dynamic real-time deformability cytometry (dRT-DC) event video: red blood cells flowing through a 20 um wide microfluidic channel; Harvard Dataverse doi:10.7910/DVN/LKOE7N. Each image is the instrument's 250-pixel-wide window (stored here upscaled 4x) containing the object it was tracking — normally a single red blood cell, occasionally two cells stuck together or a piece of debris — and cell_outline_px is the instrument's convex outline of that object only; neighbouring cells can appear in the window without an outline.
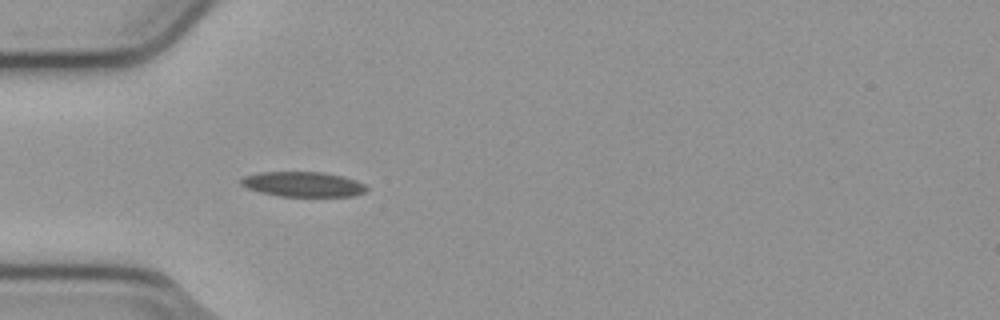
{"species": "common noctule bat (a hibernating species)", "species_latin": "Nyctalus noctula", "temperature_condition": "cold", "stored_images_in_passage": 37, "camera_frame_rate_fps": 3000, "um_per_image_px": 0.085, "animal": {"sex": "male", "body_mass_g": 23.1, "forearm_length_mm": 52.7}, "frame": {"image": 1, "passage_image": 5, "time_ms": 1.333, "image_size_px": [1000, 320], "cell_outline_px": [[368, 188], [364, 192], [352, 196], [280, 196], [260, 192], [248, 188], [240, 184], [240, 180], [244, 176], [260, 172], [324, 172], [344, 176], [356, 180], [364, 184]], "centroid_in_image_um": [25.76, 15.65], "position_along_channel_um": 59.2, "area_um2": 18.26}}
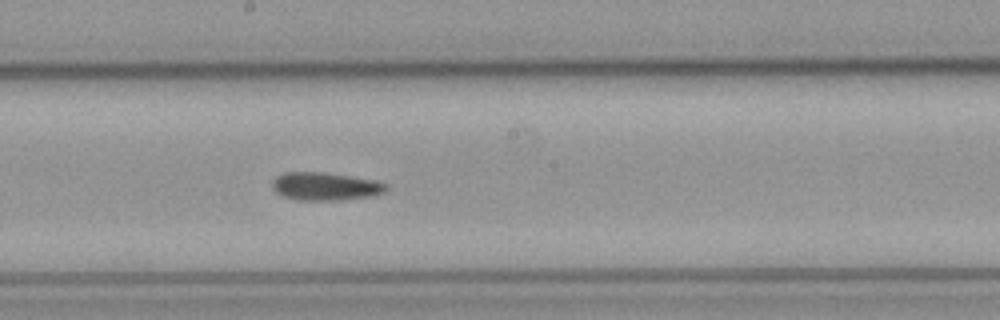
{"frame": {"image": 2, "passage_image": 18, "time_ms": 5.667, "image_size_px": [1000, 320], "cell_outline_px": [[388, 188], [384, 192], [368, 196], [340, 200], [296, 200], [284, 196], [276, 192], [272, 188], [272, 180], [276, 176], [284, 172], [320, 172], [348, 176], [372, 180], [384, 184]], "centroid_in_image_um": [27.56, 15.84], "position_along_channel_um": 220.6, "area_um2": 18.26}}
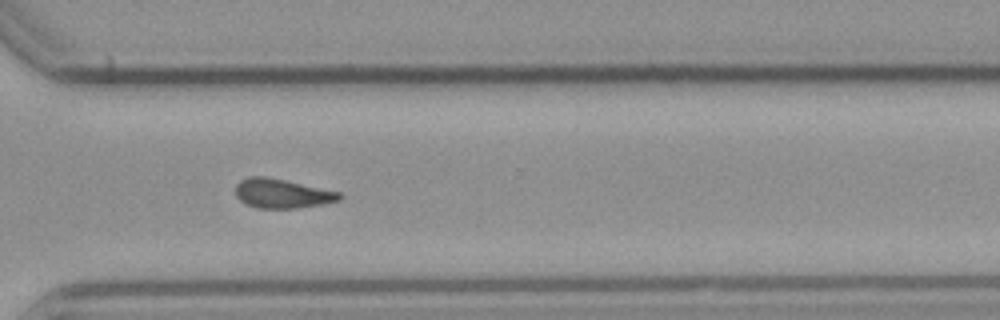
{"frame": {"image": 3, "passage_image": 28, "time_ms": 9.0, "image_size_px": [1000, 320], "cell_outline_px": [[344, 196], [340, 200], [320, 204], [296, 208], [256, 208], [240, 200], [236, 196], [236, 184], [240, 180], [248, 176], [264, 176], [284, 180], [340, 192]], "centroid_in_image_um": [23.96, 16.44], "position_along_channel_um": 346.6, "area_um2": 17.57}, "authors_computed_cell_mechanics": {"area_um2": 17.918, "velocity_mm_per_s": 3.8004, "shape_relaxation_time_tau1_ms": null, "shape_relaxation_time_tau2_ms": 10.3261, "deformation_change_tau1": null, "deformation_change_tau2": 0.1894}}